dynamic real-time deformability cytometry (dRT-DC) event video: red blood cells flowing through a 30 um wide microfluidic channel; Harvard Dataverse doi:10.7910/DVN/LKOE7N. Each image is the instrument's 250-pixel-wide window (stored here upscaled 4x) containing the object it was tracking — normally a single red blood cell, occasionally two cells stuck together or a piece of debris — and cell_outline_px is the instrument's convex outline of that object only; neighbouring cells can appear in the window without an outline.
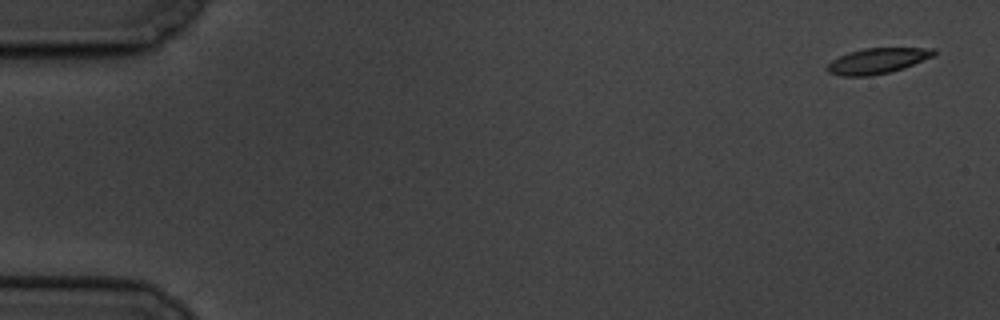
{"species": "common noctule bat (a hibernating species)", "species_latin": "Nyctalus noctula", "temperature_condition": "cold", "stored_images_in_passage": 6, "camera_frame_rate_fps": 3000, "um_per_image_px": 0.085, "animal": {"sex": "male", "body_mass_g": 19.5, "forearm_length_mm": 54.6}, "frame": {"image": 1, "passage_image": 1, "time_ms": 0.0, "image_size_px": [1000, 320], "cell_outline_px": [[936, 56], [904, 68], [888, 72], [868, 76], [840, 76], [828, 72], [828, 64], [832, 60], [848, 52], [864, 48], [936, 48]], "centroid_in_image_um": [74.63, 5.16], "position_along_channel_um": 10.4, "area_um2": 15.9}}
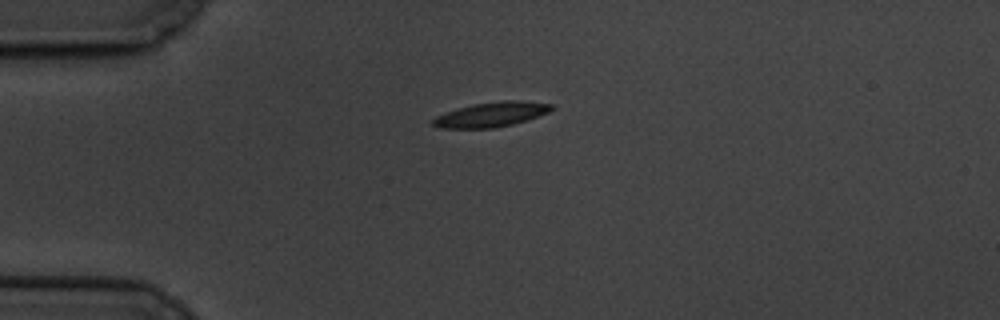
{"frame": {"image": 2, "passage_image": 4, "time_ms": 4.333, "image_size_px": [1000, 320], "cell_outline_px": [[556, 108], [548, 112], [512, 124], [496, 128], [440, 128], [432, 124], [432, 120], [436, 116], [444, 112], [456, 108], [476, 104], [504, 100], [520, 100], [552, 104]], "centroid_in_image_um": [41.74, 9.72], "position_along_channel_um": 43.3, "area_um2": 16.99}}
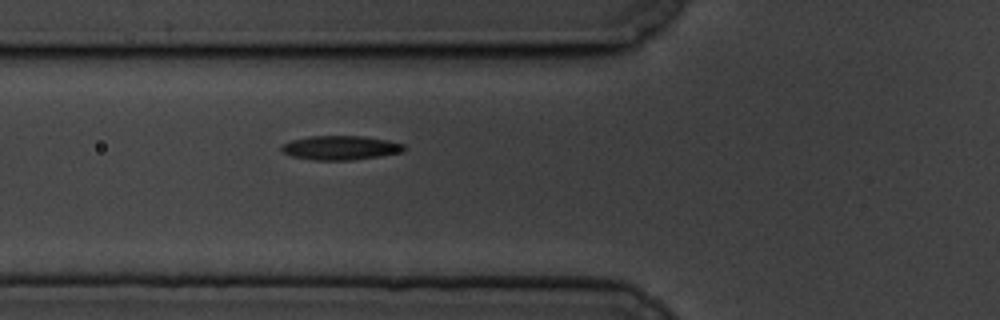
{"frame": {"image": 3, "passage_image": 6, "time_ms": 6.667, "image_size_px": [1000, 320], "cell_outline_px": [[404, 152], [380, 156], [352, 160], [312, 160], [292, 156], [284, 152], [280, 148], [280, 144], [292, 140], [308, 136], [364, 136], [388, 140], [404, 144]], "centroid_in_image_um": [28.93, 12.56], "position_along_channel_um": 96.9, "area_um2": 17.34}}